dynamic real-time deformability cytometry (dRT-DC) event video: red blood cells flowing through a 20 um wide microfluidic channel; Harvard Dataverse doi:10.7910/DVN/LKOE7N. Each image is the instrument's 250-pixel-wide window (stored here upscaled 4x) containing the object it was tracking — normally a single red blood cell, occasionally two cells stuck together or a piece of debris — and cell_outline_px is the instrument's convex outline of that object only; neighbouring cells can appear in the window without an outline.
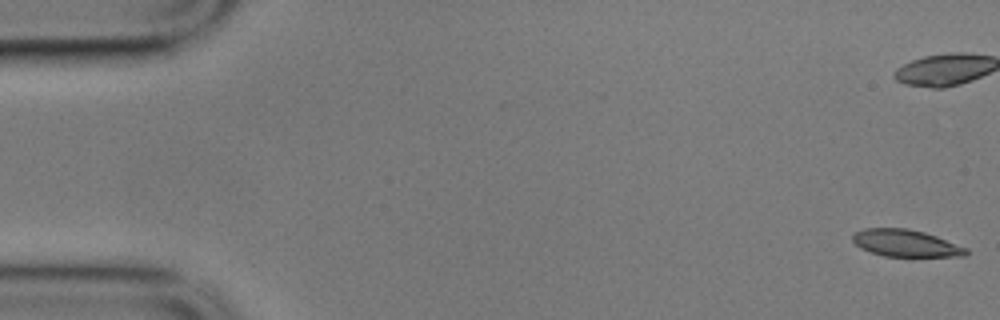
{"species": "common noctule bat (a hibernating species)", "species_latin": "Nyctalus noctula", "temperature_condition": "cold", "stored_images_in_passage": 15, "camera_frame_rate_fps": 3000, "um_per_image_px": 0.085, "animal": {"sex": "male", "body_mass_g": 17.9}, "frame": {"image": 1, "passage_image": 1, "time_ms": 0.0, "image_size_px": [1000, 320], "cell_outline_px": [[968, 256], [884, 256], [860, 248], [852, 240], [852, 236], [856, 232], [864, 228], [908, 228], [924, 232], [936, 236], [968, 248]], "centroid_in_image_um": [77.0, 20.67], "position_along_channel_um": 8.0, "area_um2": 17.8}}
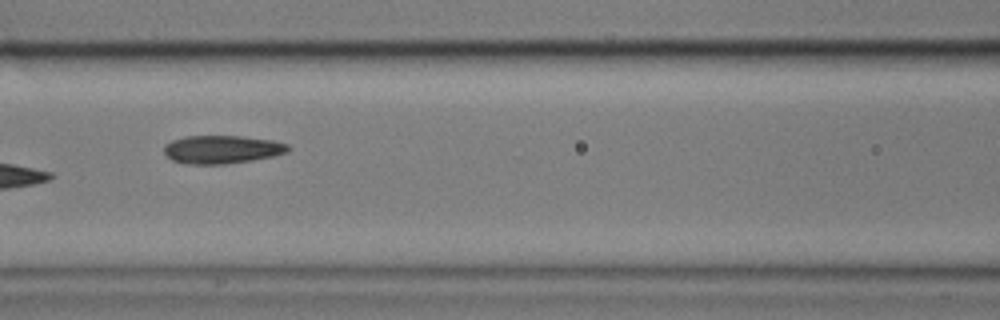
{"frame": {"image": 2, "passage_image": 7, "time_ms": 2.0, "image_size_px": [1000, 320], "cell_outline_px": [[292, 148], [288, 152], [272, 156], [252, 160], [224, 164], [188, 164], [172, 160], [164, 152], [164, 144], [172, 140], [184, 136], [244, 136], [272, 140], [288, 144]], "centroid_in_image_um": [18.88, 12.69], "position_along_channel_um": 147.7, "area_um2": 20.46}}
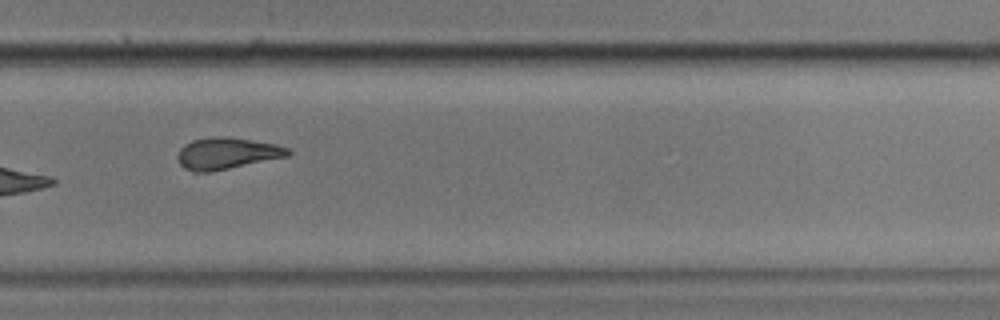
{"frame": {"image": 3, "passage_image": 11, "time_ms": 3.333, "image_size_px": [1000, 320], "cell_outline_px": [[292, 152], [288, 156], [212, 172], [192, 172], [184, 168], [180, 164], [176, 156], [180, 148], [184, 144], [192, 140], [216, 136], [228, 136], [276, 144], [288, 148]], "centroid_in_image_um": [19.26, 13.04], "position_along_channel_um": 310.5, "area_um2": 20.52}}